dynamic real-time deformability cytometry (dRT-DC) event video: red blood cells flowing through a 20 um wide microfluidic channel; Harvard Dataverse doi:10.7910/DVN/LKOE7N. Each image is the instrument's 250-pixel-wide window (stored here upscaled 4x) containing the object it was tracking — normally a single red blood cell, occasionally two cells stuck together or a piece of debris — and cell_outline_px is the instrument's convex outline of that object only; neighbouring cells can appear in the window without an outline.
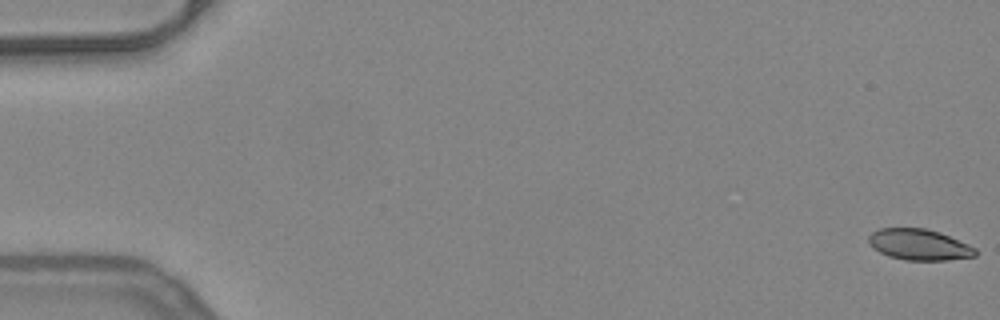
{"species": "common noctule bat (a hibernating species)", "species_latin": "Nyctalus noctula", "temperature_condition": "warm", "stored_images_in_passage": 54, "camera_frame_rate_fps": 3000, "um_per_image_px": 0.085, "animal": {"sex": "female", "body_mass_g": 24.6, "forearm_length_mm": 56.2}, "frame": {"image": 1, "passage_image": 1, "time_ms": 0.0, "image_size_px": [1000, 320], "cell_outline_px": [[976, 256], [948, 260], [904, 260], [888, 256], [872, 248], [868, 244], [868, 236], [872, 232], [880, 228], [924, 228], [940, 232], [968, 244], [976, 248]], "centroid_in_image_um": [78.1, 20.79], "position_along_channel_um": 6.9, "area_um2": 19.42}}
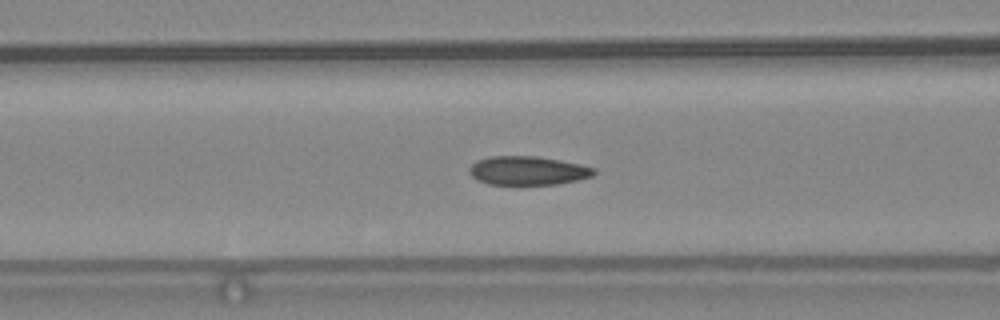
{"frame": {"image": 2, "passage_image": 22, "time_ms": 7.0, "image_size_px": [1000, 320], "cell_outline_px": [[596, 172], [592, 176], [576, 180], [556, 184], [488, 184], [476, 180], [468, 172], [468, 168], [476, 160], [488, 156], [536, 156], [560, 160], [580, 164], [596, 168]], "centroid_in_image_um": [44.83, 14.49], "position_along_channel_um": 121.8, "area_um2": 20.98}}
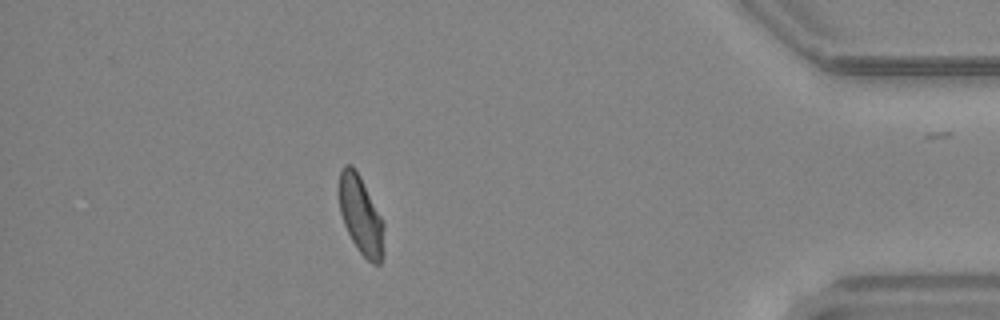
{"frame": {"image": 3, "passage_image": 47, "time_ms": 15.333, "image_size_px": [1000, 320], "cell_outline_px": [[384, 256], [380, 264], [372, 264], [356, 248], [344, 224], [340, 212], [336, 192], [340, 168], [344, 164], [352, 164], [356, 168], [384, 220]], "centroid_in_image_um": [30.65, 18.24], "position_along_channel_um": 404.5, "area_um2": 21.44}, "authors_computed_cell_mechanics": {"area_um2": 20.9236, "velocity_mm_per_s": 3.9518, "shape_relaxation_time_tau1_ms": 8.614, "shape_relaxation_time_tau2_ms": 1.8589, "deformation_change_tau1": 0.1832, "deformation_change_tau2": 0.06}}